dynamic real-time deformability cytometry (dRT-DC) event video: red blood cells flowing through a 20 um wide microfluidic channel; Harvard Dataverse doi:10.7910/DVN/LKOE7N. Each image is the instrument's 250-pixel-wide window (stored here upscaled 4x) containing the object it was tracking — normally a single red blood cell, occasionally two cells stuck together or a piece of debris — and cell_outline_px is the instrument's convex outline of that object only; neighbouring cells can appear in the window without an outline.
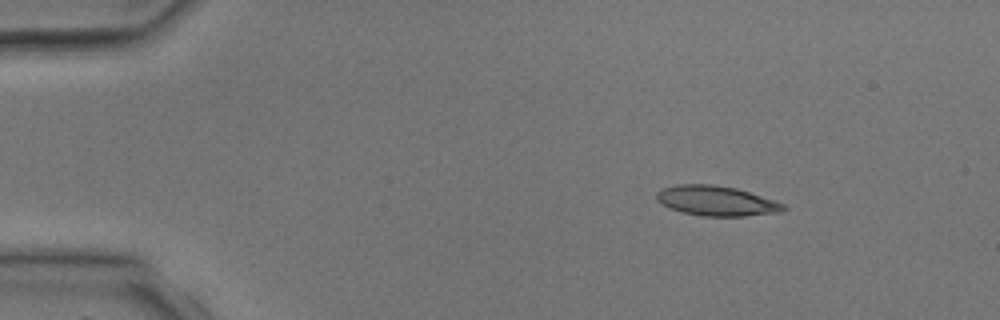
{"species": "common noctule bat (a hibernating species)", "species_latin": "Nyctalus noctula", "temperature_condition": "room temperature", "stored_images_in_passage": 3, "camera_frame_rate_fps": 3000, "um_per_image_px": 0.085, "animal": {"sex": "male", "body_mass_g": 17.9, "forearm_length_mm": 54.2}, "frame": {"image": 1, "passage_image": 1, "time_ms": 0.0, "image_size_px": [1000, 320], "cell_outline_px": [[788, 208], [780, 212], [744, 216], [700, 216], [668, 208], [656, 200], [656, 192], [660, 188], [676, 184], [712, 184], [736, 188], [784, 204]], "centroid_in_image_um": [60.83, 17.07], "position_along_channel_um": 24.2, "area_um2": 22.14}}
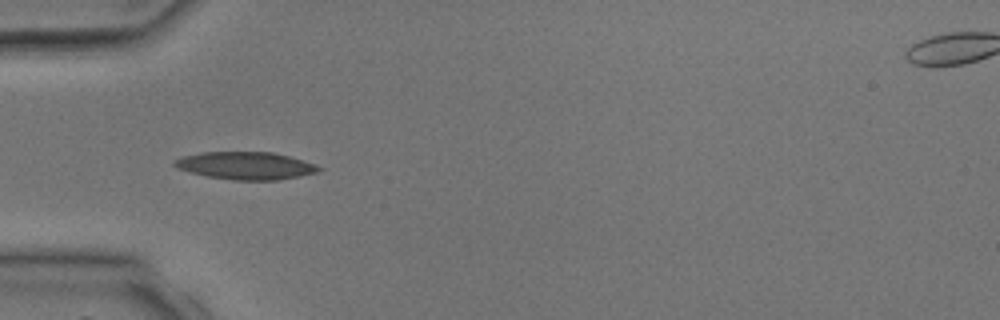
{"frame": {"image": 2, "passage_image": 2, "time_ms": 2.333, "image_size_px": [1000, 320], "cell_outline_px": [[324, 168], [316, 172], [276, 180], [236, 180], [208, 176], [176, 168], [172, 164], [172, 160], [180, 156], [200, 152], [272, 152], [288, 156]], "centroid_in_image_um": [20.78, 14.07], "position_along_channel_um": 64.2, "area_um2": 22.89}}